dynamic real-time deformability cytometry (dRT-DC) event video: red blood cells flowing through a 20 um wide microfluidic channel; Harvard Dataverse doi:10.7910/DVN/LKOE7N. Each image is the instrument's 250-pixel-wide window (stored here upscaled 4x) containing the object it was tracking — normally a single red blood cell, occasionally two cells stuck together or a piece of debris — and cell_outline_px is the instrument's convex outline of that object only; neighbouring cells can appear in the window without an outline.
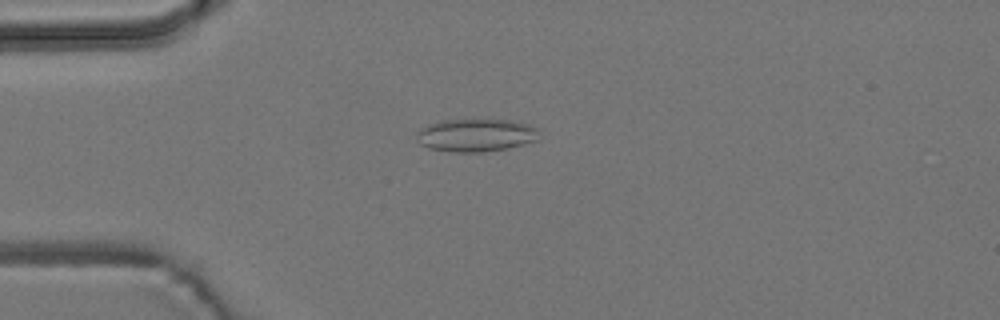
{"species": "common noctule bat (a hibernating species)", "species_latin": "Nyctalus noctula", "temperature_condition": "room temperature", "stored_images_in_passage": 49, "camera_frame_rate_fps": 3000, "um_per_image_px": 0.085, "animal": {"sex": "male", "body_mass_g": 19.2, "forearm_length_mm": 51.8}, "frame": {"image": 1, "passage_image": 9, "time_ms": 2.667, "image_size_px": [1000, 320], "cell_outline_px": [[540, 128], [536, 140], [524, 144], [508, 148], [484, 152], [448, 152], [428, 148], [420, 144], [416, 140], [416, 132], [420, 128], [428, 124], [440, 120], [512, 120], [528, 124]], "centroid_in_image_um": [40.42, 11.49], "position_along_channel_um": 44.6, "area_um2": 23.76}}
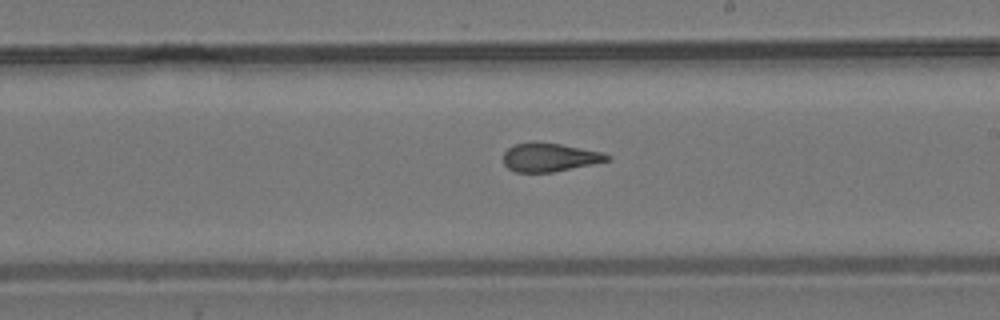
{"frame": {"image": 2, "passage_image": 26, "time_ms": 8.333, "image_size_px": [1000, 320], "cell_outline_px": [[612, 160], [552, 172], [516, 172], [508, 168], [504, 164], [504, 152], [508, 148], [516, 144], [532, 140], [536, 140], [560, 144], [604, 152], [612, 156]], "centroid_in_image_um": [46.74, 13.35], "position_along_channel_um": 242.3, "area_um2": 17.51}}
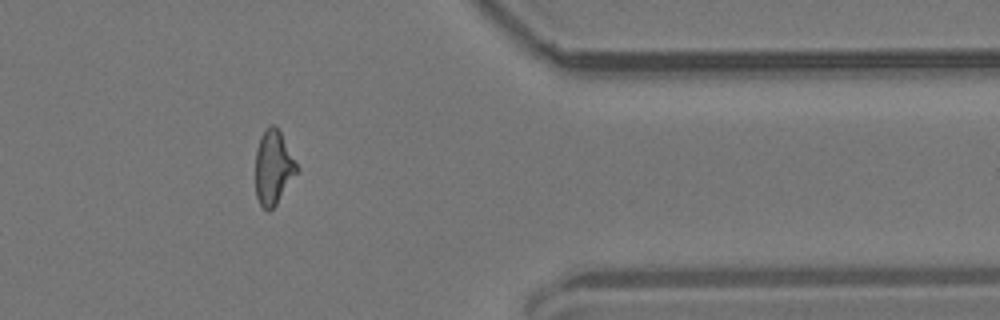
{"frame": {"image": 3, "passage_image": 39, "time_ms": 12.667, "image_size_px": [1000, 320], "cell_outline_px": [[296, 172], [276, 204], [268, 212], [260, 204], [256, 196], [256, 148], [260, 136], [268, 124], [272, 124], [280, 132], [296, 164]], "centroid_in_image_um": [23.18, 14.22], "position_along_channel_um": 388.2, "area_um2": 17.28}, "authors_computed_cell_mechanics": {"area_um2": 18.2648, "velocity_mm_per_s": 3.8307, "shape_relaxation_time_tau1_ms": null, "shape_relaxation_time_tau2_ms": 1.6504, "deformation_change_tau1": null, "deformation_change_tau2": 0.1047}}